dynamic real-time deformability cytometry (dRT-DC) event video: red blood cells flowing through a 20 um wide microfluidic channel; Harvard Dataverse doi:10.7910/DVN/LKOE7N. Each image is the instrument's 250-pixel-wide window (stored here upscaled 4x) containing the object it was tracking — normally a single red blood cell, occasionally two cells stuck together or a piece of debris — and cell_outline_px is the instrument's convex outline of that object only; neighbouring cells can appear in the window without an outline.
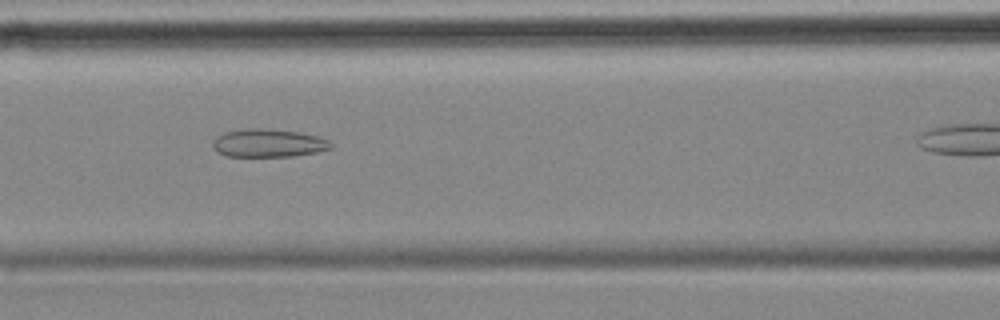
{"species": "common noctule bat (a hibernating species)", "species_latin": "Nyctalus noctula", "temperature_condition": "cold", "stored_images_in_passage": 32, "camera_frame_rate_fps": 3000, "um_per_image_px": 0.085, "animal": {"sex": "female", "body_mass_g": 18.4}, "frame": {"image": 1, "passage_image": 14, "time_ms": 4.333, "image_size_px": [1000, 320], "cell_outline_px": [[332, 148], [316, 152], [292, 156], [228, 156], [220, 152], [212, 144], [212, 140], [216, 136], [224, 132], [244, 128], [264, 128], [296, 132], [320, 136], [328, 140], [332, 144]], "centroid_in_image_um": [22.82, 12.15], "position_along_channel_um": 143.8, "area_um2": 19.25}}
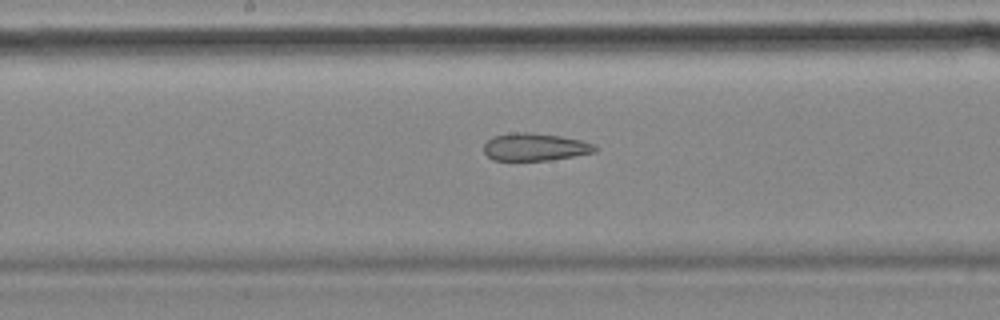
{"frame": {"image": 2, "passage_image": 19, "time_ms": 6.0, "image_size_px": [1000, 320], "cell_outline_px": [[596, 152], [548, 160], [492, 160], [484, 152], [484, 144], [492, 136], [512, 132], [528, 132], [560, 136], [580, 140], [592, 144], [596, 148]], "centroid_in_image_um": [45.42, 12.49], "position_along_channel_um": 202.8, "area_um2": 17.69}}